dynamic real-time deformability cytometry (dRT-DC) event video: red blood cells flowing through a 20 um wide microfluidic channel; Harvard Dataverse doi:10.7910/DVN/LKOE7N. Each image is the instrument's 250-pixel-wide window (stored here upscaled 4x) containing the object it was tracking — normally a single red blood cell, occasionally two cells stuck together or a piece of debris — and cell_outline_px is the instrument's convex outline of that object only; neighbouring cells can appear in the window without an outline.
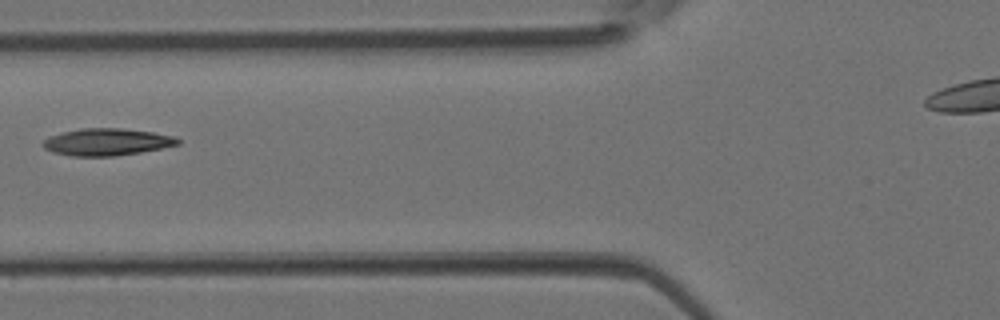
{"species": "Egyptian fruit bat (a non-hibernating species)", "species_latin": "Rousettus aegyptiacus", "temperature_condition": "room temperature", "stored_images_in_passage": 2, "camera_frame_rate_fps": 3000, "um_per_image_px": 0.085, "animal": {"sex": "female"}, "frame": {"image": 1, "passage_image": 2, "time_ms": 0.333, "image_size_px": [1000, 320], "cell_outline_px": [[180, 144], [140, 152], [116, 156], [72, 156], [52, 152], [44, 148], [40, 144], [48, 136], [80, 128], [120, 128], [152, 132], [172, 136], [180, 140]], "centroid_in_image_um": [9.03, 12.07], "position_along_channel_um": 116.8, "area_um2": 21.21}}